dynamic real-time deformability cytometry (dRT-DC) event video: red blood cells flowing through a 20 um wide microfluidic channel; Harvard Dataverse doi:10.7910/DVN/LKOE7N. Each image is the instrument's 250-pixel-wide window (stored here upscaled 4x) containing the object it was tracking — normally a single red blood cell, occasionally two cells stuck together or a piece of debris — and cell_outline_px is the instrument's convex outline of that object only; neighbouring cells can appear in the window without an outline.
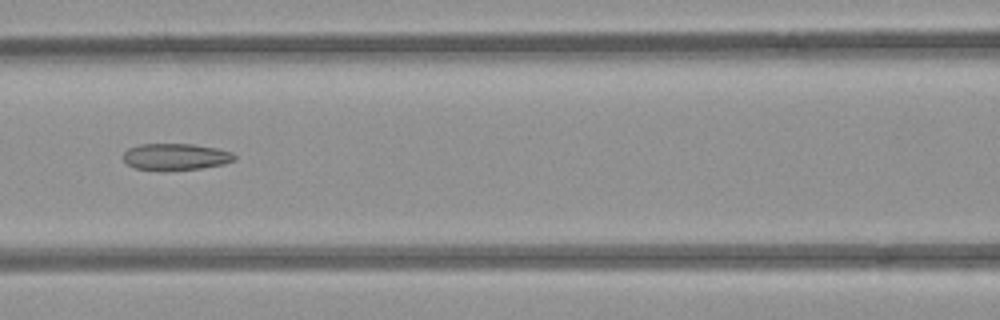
{"species": "common noctule bat (a hibernating species)", "species_latin": "Nyctalus noctula", "temperature_condition": "room temperature", "stored_images_in_passage": 4, "camera_frame_rate_fps": 3000, "um_per_image_px": 0.085, "animal": {"sex": "female", "body_mass_g": 21.9}, "frame": {"image": 1, "passage_image": 4, "time_ms": 3.333, "image_size_px": [1000, 320], "cell_outline_px": [[236, 160], [224, 164], [200, 168], [136, 168], [128, 164], [124, 160], [124, 152], [128, 148], [140, 144], [192, 144], [220, 148], [232, 152], [236, 156]], "centroid_in_image_um": [15.0, 13.28], "position_along_channel_um": 151.6, "area_um2": 16.7}}